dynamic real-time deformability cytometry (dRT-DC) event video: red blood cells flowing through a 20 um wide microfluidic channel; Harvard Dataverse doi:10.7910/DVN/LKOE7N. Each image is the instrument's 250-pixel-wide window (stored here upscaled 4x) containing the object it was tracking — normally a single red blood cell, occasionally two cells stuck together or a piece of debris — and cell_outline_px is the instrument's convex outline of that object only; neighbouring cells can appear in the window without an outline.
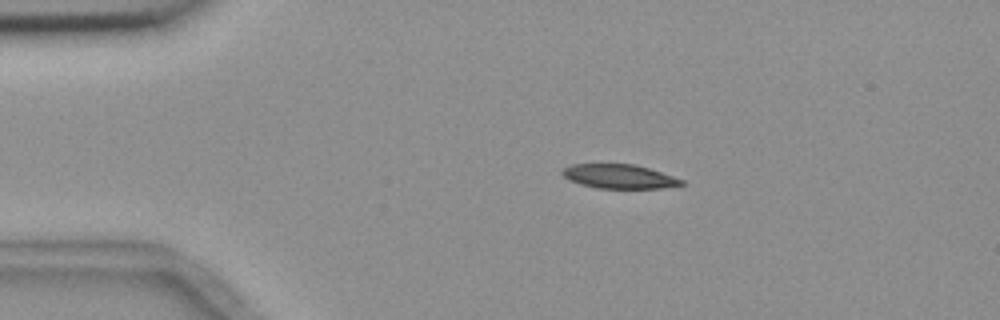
{"species": "common noctule bat (a hibernating species)", "species_latin": "Nyctalus noctula", "temperature_condition": "room temperature", "stored_images_in_passage": 3, "camera_frame_rate_fps": 3000, "um_per_image_px": 0.085, "animal": {"sex": "female", "body_mass_g": 18.4}, "frame": {"image": 1, "passage_image": 3, "time_ms": 23.333, "image_size_px": [1000, 320], "cell_outline_px": [[684, 184], [664, 188], [596, 188], [580, 184], [564, 176], [560, 172], [564, 168], [572, 164], [632, 164], [648, 168], [684, 180]], "centroid_in_image_um": [52.63, 15.0], "position_along_channel_um": 32.4, "area_um2": 16.53}}